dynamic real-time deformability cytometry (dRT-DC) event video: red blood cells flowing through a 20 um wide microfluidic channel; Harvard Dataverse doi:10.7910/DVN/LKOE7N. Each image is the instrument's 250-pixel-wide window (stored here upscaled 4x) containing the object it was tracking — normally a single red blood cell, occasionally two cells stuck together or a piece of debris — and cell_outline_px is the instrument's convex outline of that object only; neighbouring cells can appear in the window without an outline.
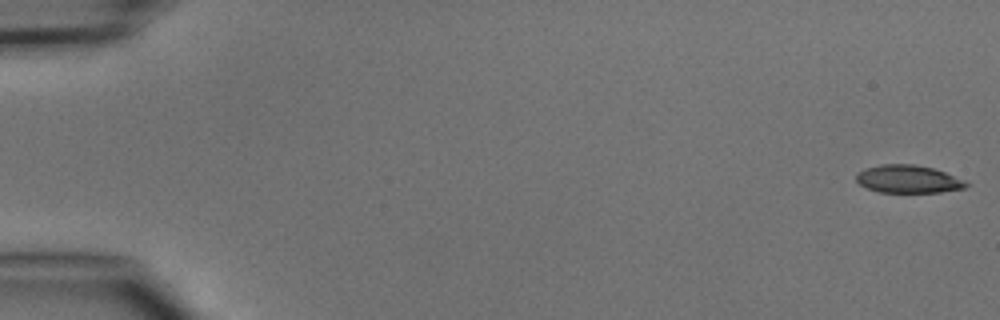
{"species": "common noctule bat (a hibernating species)", "species_latin": "Nyctalus noctula", "temperature_condition": "cold", "stored_images_in_passage": 4, "camera_frame_rate_fps": 3000, "um_per_image_px": 0.085, "animal": {"sex": "male", "body_mass_g": 15.6}, "frame": {"image": 1, "passage_image": 1, "time_ms": 0.0, "image_size_px": [1000, 320], "cell_outline_px": [[972, 184], [964, 188], [940, 192], [880, 192], [868, 188], [860, 184], [856, 180], [856, 172], [864, 168], [884, 164], [912, 164], [932, 168], [944, 172], [964, 180]], "centroid_in_image_um": [77.19, 15.22], "position_along_channel_um": 7.8, "area_um2": 17.74}}
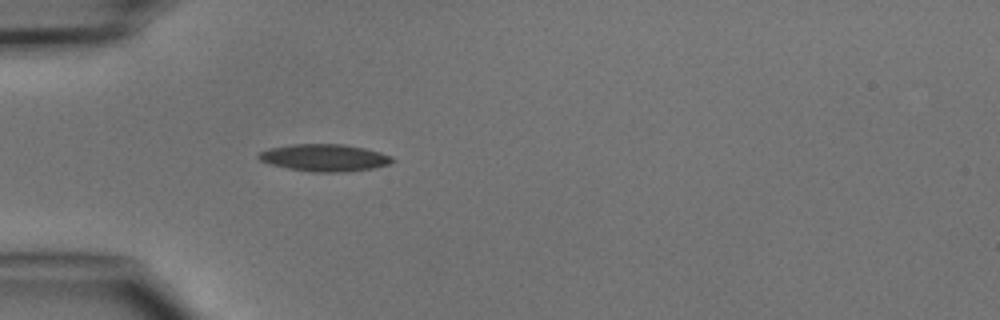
{"frame": {"image": 2, "passage_image": 4, "time_ms": 4.667, "image_size_px": [1000, 320], "cell_outline_px": [[396, 160], [388, 164], [372, 168], [344, 172], [312, 172], [288, 168], [272, 164], [260, 160], [256, 156], [260, 152], [268, 148], [292, 144], [344, 144], [364, 148], [380, 152], [392, 156]], "centroid_in_image_um": [27.58, 13.4], "position_along_channel_um": 57.4, "area_um2": 21.1}}